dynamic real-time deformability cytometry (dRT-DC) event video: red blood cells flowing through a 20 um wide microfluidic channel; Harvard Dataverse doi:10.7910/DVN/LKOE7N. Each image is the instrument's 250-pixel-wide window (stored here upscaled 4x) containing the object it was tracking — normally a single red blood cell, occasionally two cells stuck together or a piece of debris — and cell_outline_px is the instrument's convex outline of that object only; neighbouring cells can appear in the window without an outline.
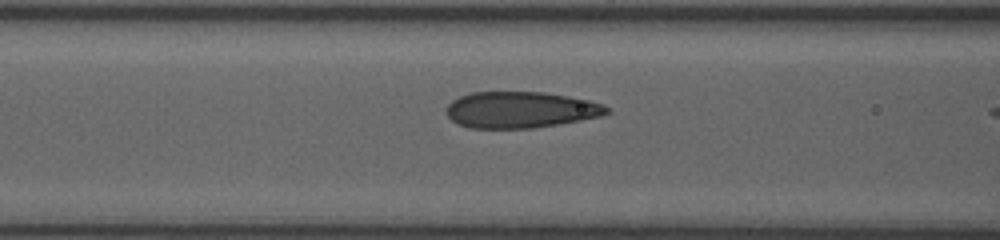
{"species": "human", "species_latin": "Homo sapiens", "temperature_condition": "room temperature", "stored_images_in_passage": 7, "camera_frame_rate_fps": 3000, "um_per_image_px": 0.085, "donor": {"sex": "female"}, "frame": {"image": 1, "passage_image": 5, "time_ms": 1.333, "image_size_px": [1000, 240], "cell_outline_px": [[608, 112], [600, 116], [580, 120], [532, 128], [472, 128], [456, 124], [448, 116], [448, 104], [452, 100], [460, 96], [472, 92], [544, 92], [568, 96], [588, 100], [604, 104], [608, 108]], "centroid_in_image_um": [44.23, 9.33], "position_along_channel_um": 122.4, "area_um2": 33.7}}